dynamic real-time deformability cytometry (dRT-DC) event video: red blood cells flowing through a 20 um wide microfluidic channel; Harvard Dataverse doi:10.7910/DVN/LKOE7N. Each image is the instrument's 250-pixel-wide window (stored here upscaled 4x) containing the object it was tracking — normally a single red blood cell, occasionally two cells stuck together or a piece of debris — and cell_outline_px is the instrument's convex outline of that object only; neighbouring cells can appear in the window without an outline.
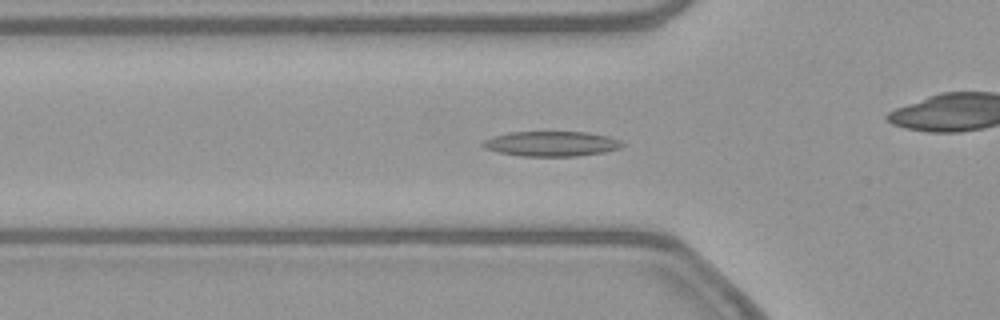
{"species": "common noctule bat (a hibernating species)", "species_latin": "Nyctalus noctula", "temperature_condition": "warm", "stored_images_in_passage": 5, "camera_frame_rate_fps": 3000, "um_per_image_px": 0.085, "animal": {"sex": "female", "body_mass_g": 21.9}, "frame": {"image": 1, "passage_image": 4, "time_ms": 1.0, "image_size_px": [1000, 320], "cell_outline_px": [[624, 144], [620, 148], [604, 152], [576, 156], [520, 156], [500, 152], [484, 148], [480, 144], [484, 140], [492, 136], [508, 132], [588, 132], [608, 136], [620, 140]], "centroid_in_image_um": [46.85, 12.21], "position_along_channel_um": 78.9, "area_um2": 20.35}}